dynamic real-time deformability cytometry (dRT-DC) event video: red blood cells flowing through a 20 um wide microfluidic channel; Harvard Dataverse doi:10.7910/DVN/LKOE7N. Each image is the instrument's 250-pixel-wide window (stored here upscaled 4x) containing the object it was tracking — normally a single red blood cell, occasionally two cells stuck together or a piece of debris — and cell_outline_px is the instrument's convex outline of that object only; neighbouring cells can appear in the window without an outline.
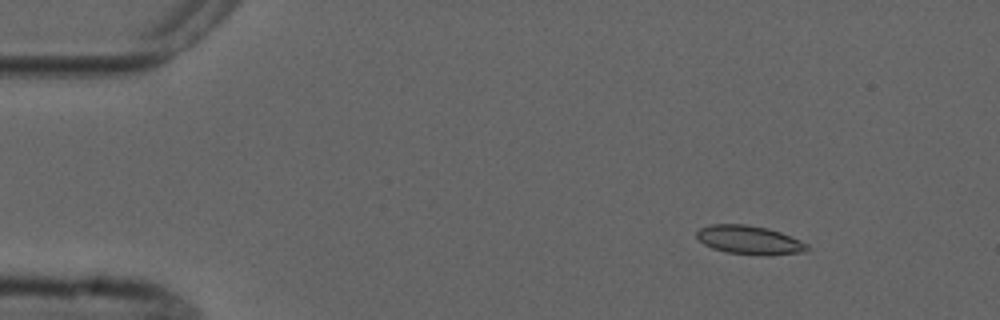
{"species": "common noctule bat (a hibernating species)", "species_latin": "Nyctalus noctula", "temperature_condition": "cold", "stored_images_in_passage": 9, "camera_frame_rate_fps": 3000, "um_per_image_px": 0.085, "animal": {"sex": "male", "forearm_length_mm": 52.5}, "frame": {"image": 1, "passage_image": 1, "time_ms": 0.0, "image_size_px": [1000, 320], "cell_outline_px": [[812, 248], [808, 252], [768, 256], [728, 252], [712, 248], [704, 244], [696, 236], [696, 232], [700, 228], [712, 224], [744, 224], [768, 228], [780, 232], [800, 240], [808, 244]], "centroid_in_image_um": [63.77, 20.41], "position_along_channel_um": 21.2, "area_um2": 18.67}}
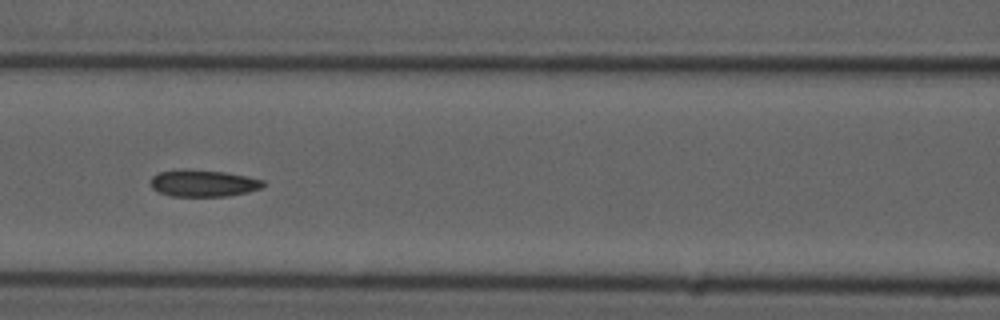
{"frame": {"image": 2, "passage_image": 6, "time_ms": 5.667, "image_size_px": [1000, 320], "cell_outline_px": [[264, 184], [260, 188], [248, 192], [228, 196], [172, 196], [160, 192], [152, 188], [152, 176], [160, 172], [184, 168], [224, 172], [248, 176], [264, 180]], "centroid_in_image_um": [17.29, 15.56], "position_along_channel_um": 149.3, "area_um2": 17.57}}
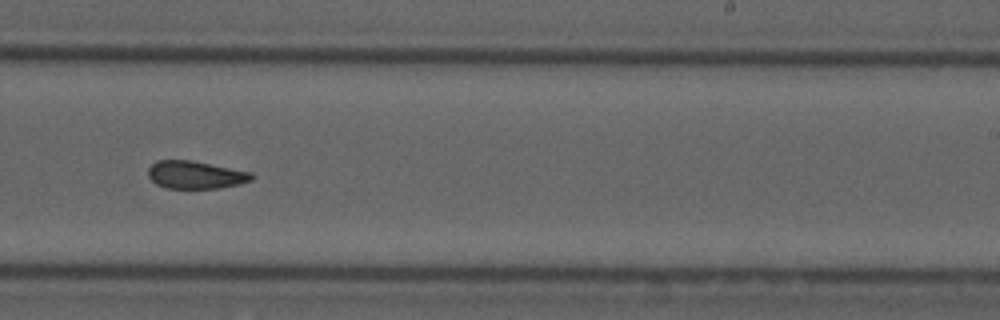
{"frame": {"image": 3, "passage_image": 9, "time_ms": 9.0, "image_size_px": [1000, 320], "cell_outline_px": [[256, 176], [252, 180], [240, 184], [220, 188], [164, 188], [156, 184], [148, 176], [148, 168], [156, 160], [192, 160], [252, 172]], "centroid_in_image_um": [16.64, 14.86], "position_along_channel_um": 272.4, "area_um2": 16.94}}